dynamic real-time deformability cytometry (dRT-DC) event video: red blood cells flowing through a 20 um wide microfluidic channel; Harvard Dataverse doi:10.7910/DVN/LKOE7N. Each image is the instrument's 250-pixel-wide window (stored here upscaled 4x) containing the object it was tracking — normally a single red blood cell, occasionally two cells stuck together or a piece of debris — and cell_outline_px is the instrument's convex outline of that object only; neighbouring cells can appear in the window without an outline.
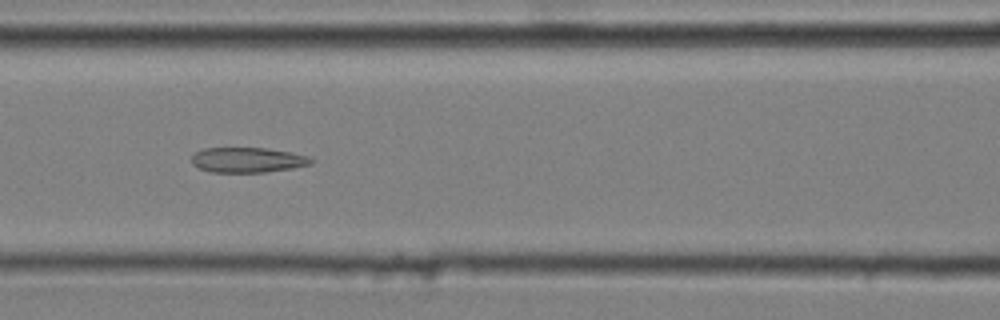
{"species": "common noctule bat (a hibernating species)", "species_latin": "Nyctalus noctula", "temperature_condition": "cold", "stored_images_in_passage": 48, "camera_frame_rate_fps": 3000, "um_per_image_px": 0.085, "animal": {"sex": "male", "body_mass_g": 20.4}, "frame": {"image": 1, "passage_image": 19, "time_ms": 6.0, "image_size_px": [1000, 320], "cell_outline_px": [[316, 160], [312, 164], [292, 168], [264, 172], [212, 172], [200, 168], [192, 164], [192, 156], [196, 152], [204, 148], [268, 148], [308, 156]], "centroid_in_image_um": [21.07, 13.59], "position_along_channel_um": 145.5, "area_um2": 17.4}}
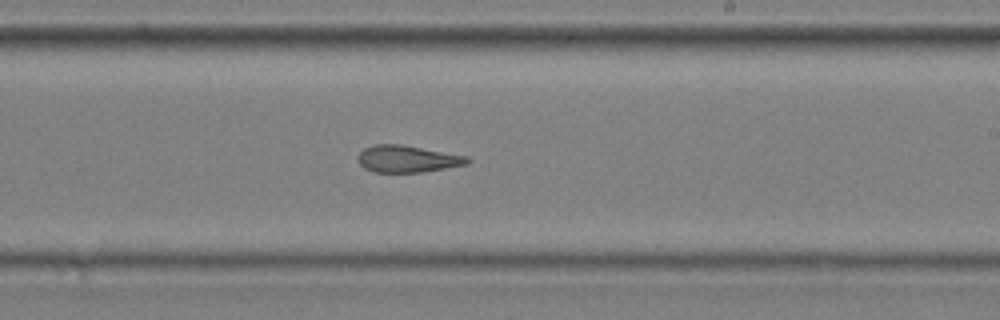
{"frame": {"image": 2, "passage_image": 28, "time_ms": 9.0, "image_size_px": [1000, 320], "cell_outline_px": [[472, 160], [468, 164], [424, 172], [372, 172], [364, 168], [360, 164], [356, 156], [364, 148], [372, 144], [400, 144], [468, 156]], "centroid_in_image_um": [34.62, 13.5], "position_along_channel_um": 254.4, "area_um2": 17.34}}
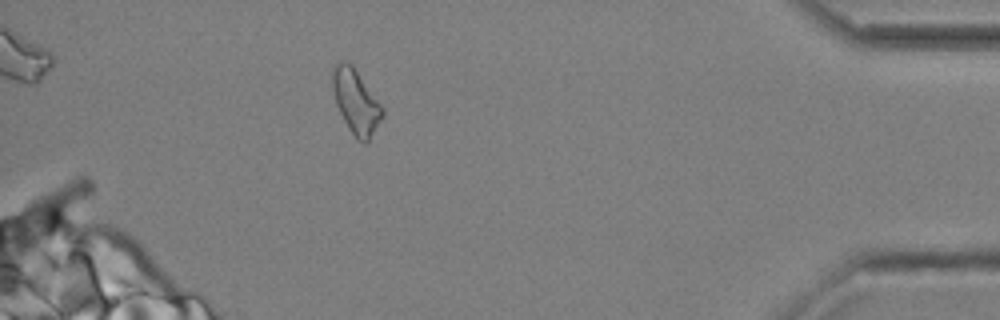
{"frame": {"image": 3, "passage_image": 44, "time_ms": 14.333, "image_size_px": [1000, 320], "cell_outline_px": [[384, 116], [368, 140], [364, 144], [356, 140], [348, 128], [336, 104], [332, 92], [332, 68], [336, 64], [352, 64], [384, 108]], "centroid_in_image_um": [30.26, 8.68], "position_along_channel_um": 404.9, "area_um2": 18.55}, "authors_computed_cell_mechanics": {"area_um2": 18.1203, "velocity_mm_per_s": 3.6347, "shape_relaxation_time_tau1_ms": null, "shape_relaxation_time_tau2_ms": 2.6623, "deformation_change_tau1": null, "deformation_change_tau2": 0.1267}}